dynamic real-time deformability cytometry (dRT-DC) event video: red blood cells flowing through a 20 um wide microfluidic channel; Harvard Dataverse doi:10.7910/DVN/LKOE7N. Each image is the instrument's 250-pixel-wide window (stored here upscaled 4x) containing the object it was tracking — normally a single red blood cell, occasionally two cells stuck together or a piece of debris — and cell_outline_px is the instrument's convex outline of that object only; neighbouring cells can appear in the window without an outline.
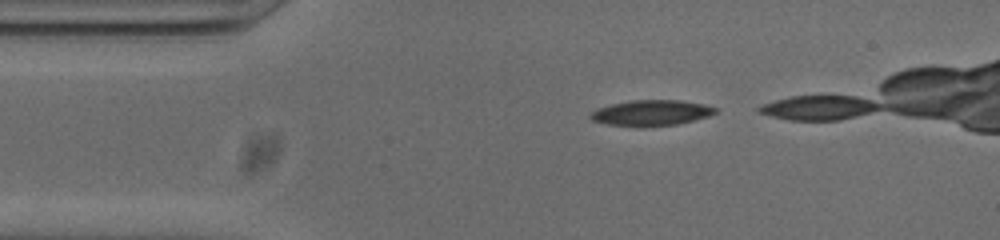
{"species": "common noctule bat (a hibernating species)", "species_latin": "Nyctalus noctula", "temperature_condition": "cold", "stored_images_in_passage": 25, "camera_frame_rate_fps": 3000, "um_per_image_px": 0.085, "animal": {"sex": "male", "body_mass_g": 20.0, "forearm_length_mm": 53.3}, "frame": {"image": 1, "passage_image": 3, "time_ms": 0.667, "image_size_px": [1000, 240], "cell_outline_px": [[716, 112], [708, 116], [676, 124], [608, 124], [592, 120], [588, 116], [596, 108], [612, 104], [632, 100], [680, 100], [704, 104], [716, 108]], "centroid_in_image_um": [55.35, 9.54], "position_along_channel_um": 29.6, "area_um2": 17.74}}
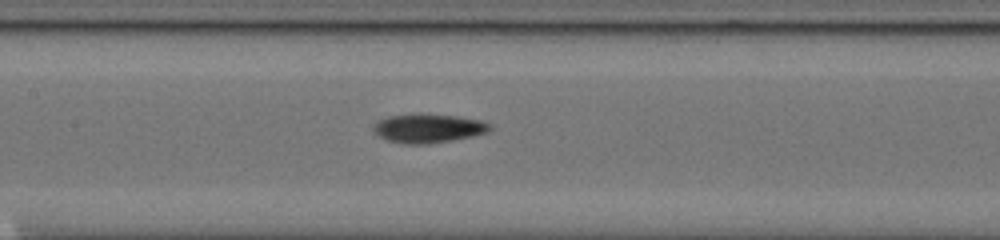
{"frame": {"image": 2, "passage_image": 17, "time_ms": 5.333, "image_size_px": [1000, 240], "cell_outline_px": [[492, 128], [488, 132], [472, 136], [452, 140], [428, 144], [404, 144], [388, 140], [380, 136], [372, 128], [372, 124], [376, 120], [388, 116], [460, 116], [480, 120], [492, 124]], "centroid_in_image_um": [36.42, 10.94], "position_along_channel_um": 171.0, "area_um2": 19.07}}
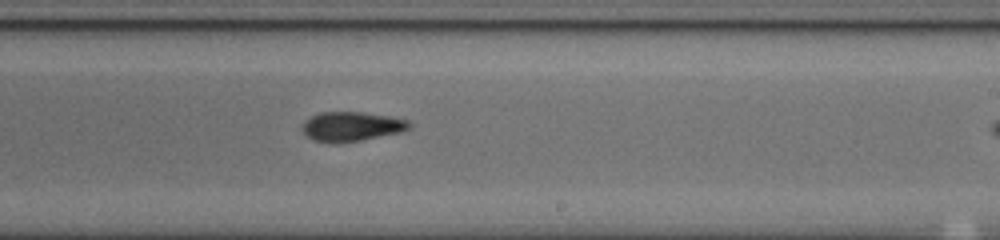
{"frame": {"image": 3, "passage_image": 24, "time_ms": 7.667, "image_size_px": [1000, 240], "cell_outline_px": [[412, 128], [400, 132], [360, 140], [312, 140], [300, 128], [304, 120], [320, 112], [360, 112], [388, 116], [408, 120], [412, 124]], "centroid_in_image_um": [29.91, 10.71], "position_along_channel_um": 259.1, "area_um2": 17.74}}